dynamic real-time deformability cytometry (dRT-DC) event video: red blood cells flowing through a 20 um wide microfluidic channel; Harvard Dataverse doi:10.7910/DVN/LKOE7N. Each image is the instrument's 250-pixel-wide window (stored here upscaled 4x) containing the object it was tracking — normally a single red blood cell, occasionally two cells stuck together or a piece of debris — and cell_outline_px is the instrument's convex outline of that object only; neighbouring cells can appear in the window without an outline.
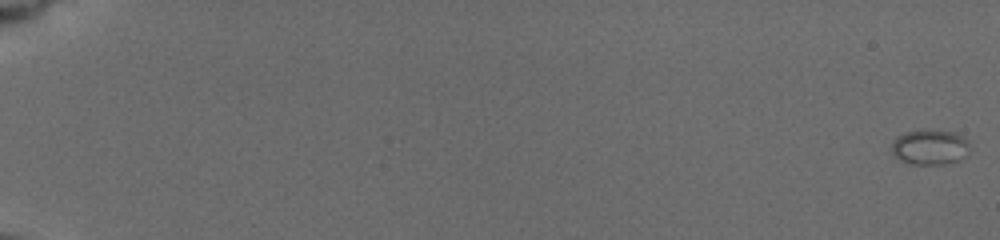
{"species": "common noctule bat (a hibernating species)", "species_latin": "Nyctalus noctula", "temperature_condition": "cold", "stored_images_in_passage": 58, "camera_frame_rate_fps": 3000, "um_per_image_px": 0.085, "animal": {"sex": "female", "body_mass_g": 19.5, "forearm_length_mm": 54.1}, "frame": {"image": 1, "passage_image": 1, "time_ms": 0.0, "image_size_px": [1000, 240], "cell_outline_px": [[968, 156], [960, 160], [944, 164], [912, 164], [896, 156], [892, 152], [892, 144], [900, 136], [908, 132], [956, 132], [968, 144]], "centroid_in_image_um": [79.09, 12.56], "position_along_channel_um": 5.9, "area_um2": 15.14}}
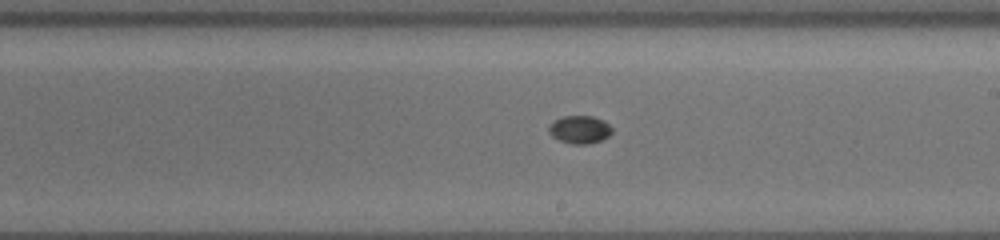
{"frame": {"image": 2, "passage_image": 37, "time_ms": 12.0, "image_size_px": [1000, 240], "cell_outline_px": [[612, 132], [608, 136], [600, 140], [588, 144], [572, 144], [560, 140], [552, 136], [548, 132], [548, 128], [556, 120], [564, 116], [592, 116], [604, 120], [612, 128]], "centroid_in_image_um": [49.29, 11.01], "position_along_channel_um": 239.7, "area_um2": 10.12}}
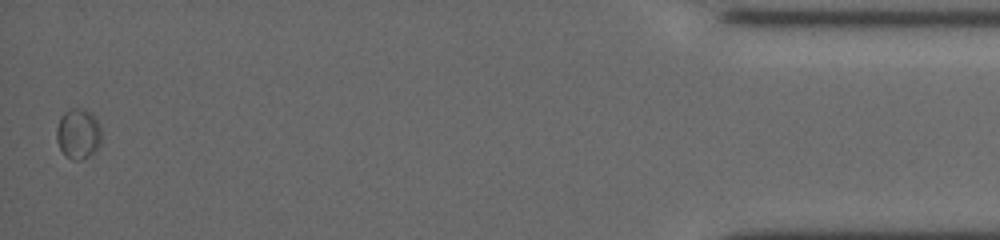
{"frame": {"image": 3, "passage_image": 58, "time_ms": 19.0, "image_size_px": [1000, 240], "cell_outline_px": [[100, 144], [84, 160], [72, 160], [60, 148], [56, 140], [56, 128], [60, 116], [64, 112], [72, 108], [80, 108], [92, 112], [100, 128]], "centroid_in_image_um": [6.62, 11.34], "position_along_channel_um": 428.6, "area_um2": 13.06}}